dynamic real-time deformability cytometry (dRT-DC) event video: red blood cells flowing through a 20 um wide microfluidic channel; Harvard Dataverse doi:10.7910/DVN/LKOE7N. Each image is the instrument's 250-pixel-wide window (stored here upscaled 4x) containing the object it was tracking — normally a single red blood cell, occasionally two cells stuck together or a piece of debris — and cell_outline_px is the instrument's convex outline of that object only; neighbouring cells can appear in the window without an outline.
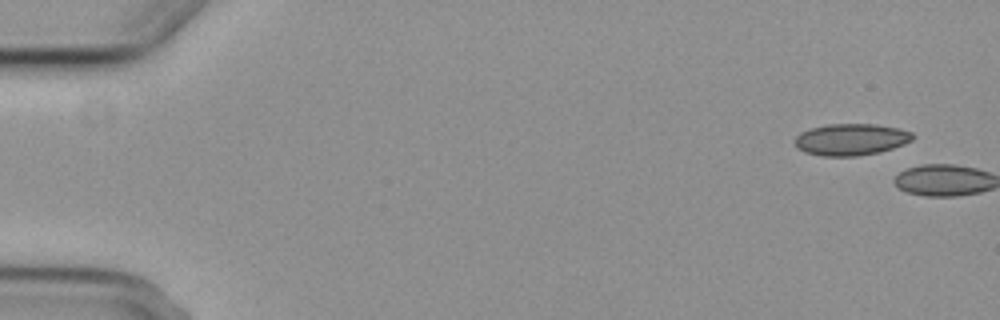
{"species": "common noctule bat (a hibernating species)", "species_latin": "Nyctalus noctula", "temperature_condition": "cold", "stored_images_in_passage": 2, "camera_frame_rate_fps": 3000, "um_per_image_px": 0.085, "animal": {"sex": "female", "body_mass_g": 29.2, "forearm_length_mm": 56.3}, "frame": {"image": 1, "passage_image": 1, "time_ms": 0.0, "image_size_px": [1000, 320], "cell_outline_px": [[916, 136], [912, 140], [904, 144], [880, 152], [856, 156], [820, 156], [804, 152], [796, 148], [792, 140], [800, 132], [812, 128], [828, 124], [876, 124], [900, 128], [912, 132]], "centroid_in_image_um": [72.32, 11.86], "position_along_channel_um": 12.7, "area_um2": 22.08}}